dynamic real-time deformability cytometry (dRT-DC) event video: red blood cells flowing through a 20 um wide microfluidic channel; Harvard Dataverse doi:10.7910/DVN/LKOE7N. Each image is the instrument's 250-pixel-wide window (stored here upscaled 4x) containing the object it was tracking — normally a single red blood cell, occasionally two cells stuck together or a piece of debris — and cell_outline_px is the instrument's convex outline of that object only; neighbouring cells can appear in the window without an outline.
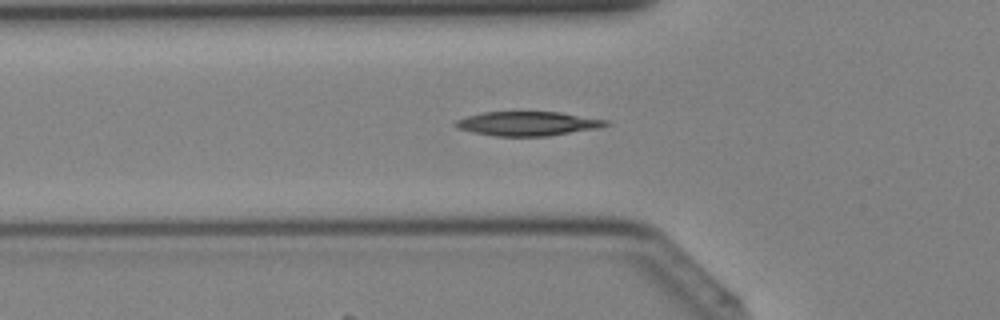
{"species": "Egyptian fruit bat (a non-hibernating species)", "species_latin": "Rousettus aegyptiacus", "temperature_condition": "cold", "stored_images_in_passage": 35, "camera_frame_rate_fps": 3000, "um_per_image_px": 0.085, "animal": {"sex": "female"}, "frame": {"image": 1, "passage_image": 8, "time_ms": 2.333, "image_size_px": [1000, 320], "cell_outline_px": [[612, 124], [600, 128], [548, 136], [492, 136], [472, 132], [456, 128], [452, 124], [456, 120], [468, 116], [484, 112], [560, 112], [608, 120]], "centroid_in_image_um": [44.87, 10.51], "position_along_channel_um": 80.9, "area_um2": 21.39}}
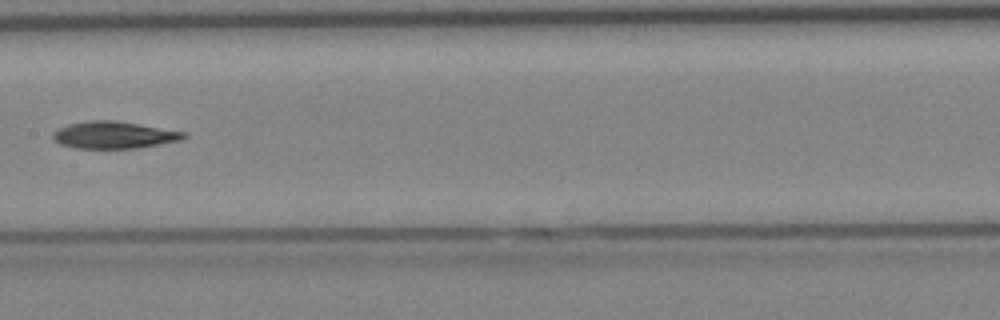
{"frame": {"image": 2, "passage_image": 15, "time_ms": 4.667, "image_size_px": [1000, 320], "cell_outline_px": [[188, 136], [180, 140], [136, 148], [76, 148], [60, 144], [52, 140], [52, 132], [60, 128], [72, 124], [88, 120], [116, 120], [188, 132]], "centroid_in_image_um": [9.7, 11.47], "position_along_channel_um": 197.7, "area_um2": 20.63}}
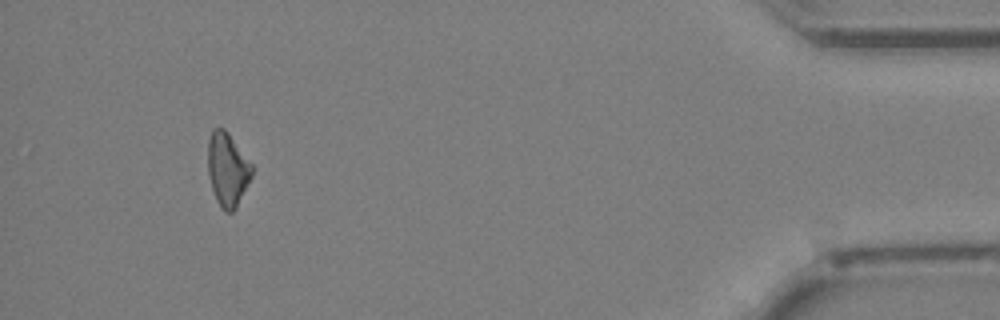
{"frame": {"image": 3, "passage_image": 32, "time_ms": 10.333, "image_size_px": [1000, 320], "cell_outline_px": [[252, 176], [236, 208], [232, 212], [224, 212], [220, 208], [216, 200], [208, 176], [208, 140], [212, 128], [224, 128], [228, 132], [252, 164]], "centroid_in_image_um": [19.32, 14.4], "position_along_channel_um": 415.9, "area_um2": 18.96}}